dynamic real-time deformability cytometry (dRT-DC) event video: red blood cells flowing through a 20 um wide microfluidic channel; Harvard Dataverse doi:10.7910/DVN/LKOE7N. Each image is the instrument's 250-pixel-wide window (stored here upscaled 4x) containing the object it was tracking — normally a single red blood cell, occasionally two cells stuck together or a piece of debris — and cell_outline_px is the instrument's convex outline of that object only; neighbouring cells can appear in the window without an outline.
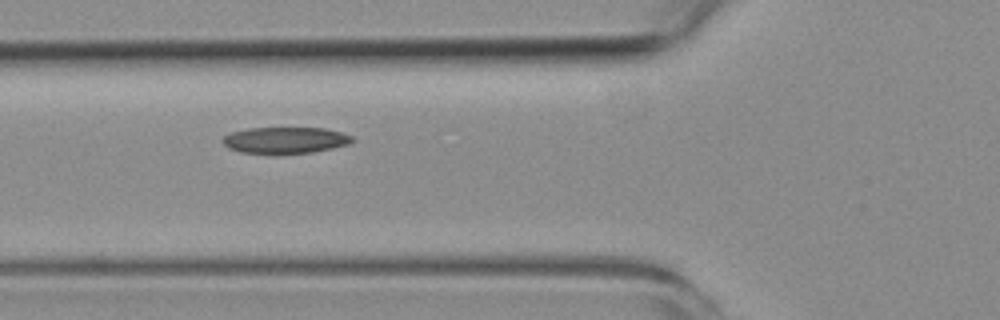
{"species": "common noctule bat (a hibernating species)", "species_latin": "Nyctalus noctula", "temperature_condition": "room temperature", "stored_images_in_passage": 5, "camera_frame_rate_fps": 3000, "um_per_image_px": 0.085, "animal": {"sex": "female", "body_mass_g": 19.3, "forearm_length_mm": 54.1}, "frame": {"image": 1, "passage_image": 4, "time_ms": 5.333, "image_size_px": [1000, 320], "cell_outline_px": [[356, 140], [348, 144], [332, 148], [312, 152], [240, 152], [228, 148], [224, 144], [224, 136], [232, 132], [248, 128], [324, 128], [340, 132], [352, 136]], "centroid_in_image_um": [24.28, 11.89], "position_along_channel_um": 101.5, "area_um2": 19.36}}
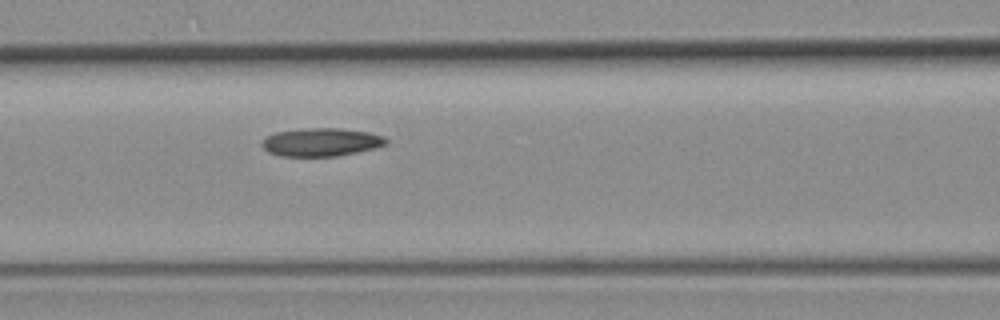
{"frame": {"image": 2, "passage_image": 5, "time_ms": 6.333, "image_size_px": [1000, 320], "cell_outline_px": [[388, 144], [376, 148], [336, 156], [280, 156], [268, 152], [260, 144], [264, 136], [276, 132], [308, 128], [340, 128], [368, 132], [384, 136], [388, 140]], "centroid_in_image_um": [27.29, 12.08], "position_along_channel_um": 139.3, "area_um2": 20.52}}